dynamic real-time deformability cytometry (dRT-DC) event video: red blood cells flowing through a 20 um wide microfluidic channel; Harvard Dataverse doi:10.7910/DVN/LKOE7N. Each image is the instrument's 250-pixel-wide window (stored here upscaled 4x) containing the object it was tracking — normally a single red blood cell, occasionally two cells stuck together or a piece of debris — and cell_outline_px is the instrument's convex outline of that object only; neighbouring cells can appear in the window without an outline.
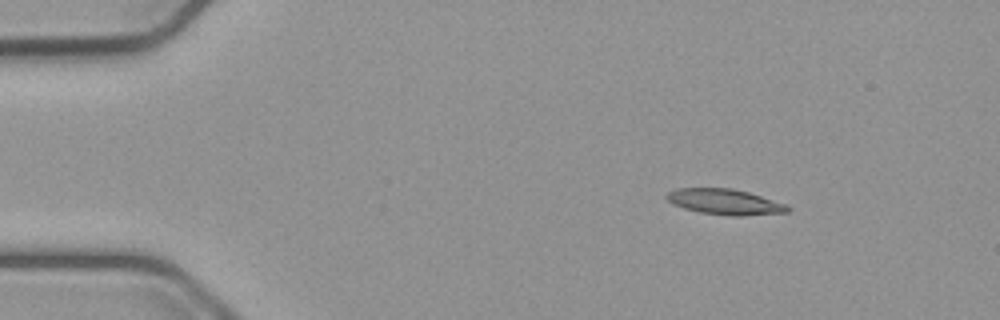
{"species": "common noctule bat (a hibernating species)", "species_latin": "Nyctalus noctula", "temperature_condition": "cold", "stored_images_in_passage": 42, "camera_frame_rate_fps": 3000, "um_per_image_px": 0.085, "animal": {"sex": "male", "body_mass_g": 23.1, "forearm_length_mm": 52.7}, "frame": {"image": 1, "passage_image": 9, "time_ms": 2.667, "image_size_px": [1000, 320], "cell_outline_px": [[764, 212], [712, 212], [692, 208], [684, 204], [700, 188], [712, 188], [740, 192], [756, 196], [764, 200]], "centroid_in_image_um": [61.63, 17.12], "position_along_channel_um": 23.4, "area_um2": 10.64}}
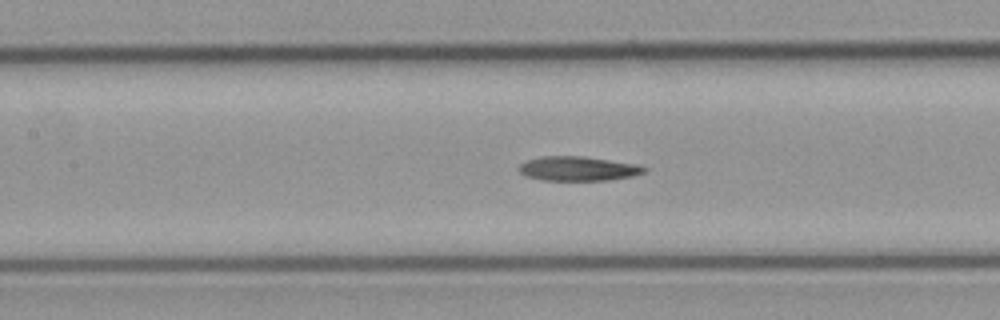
{"frame": {"image": 2, "passage_image": 26, "time_ms": 8.333, "image_size_px": [1000, 320], "cell_outline_px": [[640, 168], [636, 172], [620, 176], [540, 176], [528, 172], [524, 168], [528, 164], [544, 160], [596, 160], [620, 164]], "centroid_in_image_um": [49.2, 14.32], "position_along_channel_um": 158.2, "area_um2": 11.04}}
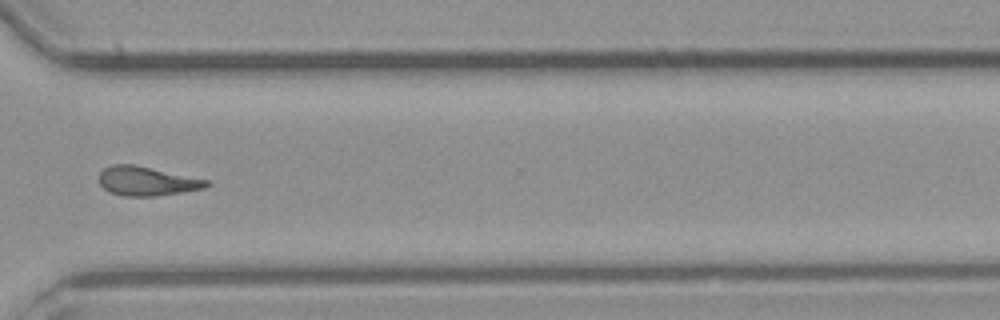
{"frame": {"image": 3, "passage_image": 42, "time_ms": 13.667, "image_size_px": [1000, 320], "cell_outline_px": [[204, 184], [196, 188], [168, 192], [116, 192], [108, 188], [104, 184], [128, 168], [144, 168]], "centroid_in_image_um": [12.63, 15.46], "position_along_channel_um": 358.0, "area_um2": 11.44}}